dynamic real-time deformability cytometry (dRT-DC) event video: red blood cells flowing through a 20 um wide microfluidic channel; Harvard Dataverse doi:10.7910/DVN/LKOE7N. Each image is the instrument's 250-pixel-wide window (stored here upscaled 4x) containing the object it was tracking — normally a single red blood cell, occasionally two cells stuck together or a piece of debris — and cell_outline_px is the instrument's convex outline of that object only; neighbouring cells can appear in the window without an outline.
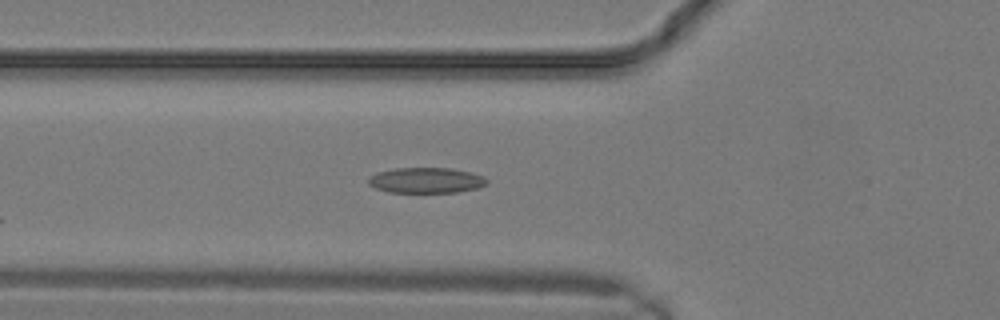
{"species": "common noctule bat (a hibernating species)", "species_latin": "Nyctalus noctula", "temperature_condition": "warm", "stored_images_in_passage": 14, "camera_frame_rate_fps": 3000, "um_per_image_px": 0.085, "animal": {"sex": "male", "body_mass_g": 19.2, "forearm_length_mm": 51.8}, "frame": {"image": 1, "passage_image": 9, "time_ms": 2.667, "image_size_px": [1000, 320], "cell_outline_px": [[488, 184], [476, 188], [456, 192], [388, 192], [376, 188], [368, 184], [368, 180], [376, 172], [396, 168], [452, 168], [472, 172], [484, 176], [488, 180]], "centroid_in_image_um": [36.25, 15.32], "position_along_channel_um": 89.6, "area_um2": 17.63}}
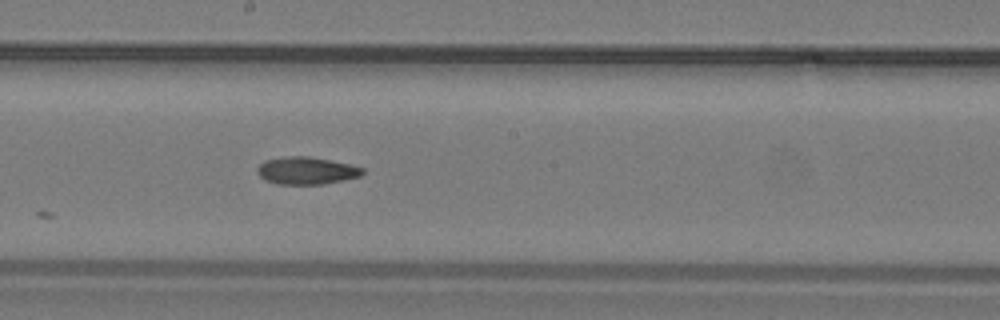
{"frame": {"image": 2, "passage_image": 14, "time_ms": 4.333, "image_size_px": [1000, 320], "cell_outline_px": [[364, 172], [360, 176], [324, 184], [280, 184], [264, 180], [256, 172], [256, 168], [264, 160], [284, 156], [312, 156], [348, 164], [364, 168]], "centroid_in_image_um": [26.01, 14.49], "position_along_channel_um": 222.2, "area_um2": 16.88}}